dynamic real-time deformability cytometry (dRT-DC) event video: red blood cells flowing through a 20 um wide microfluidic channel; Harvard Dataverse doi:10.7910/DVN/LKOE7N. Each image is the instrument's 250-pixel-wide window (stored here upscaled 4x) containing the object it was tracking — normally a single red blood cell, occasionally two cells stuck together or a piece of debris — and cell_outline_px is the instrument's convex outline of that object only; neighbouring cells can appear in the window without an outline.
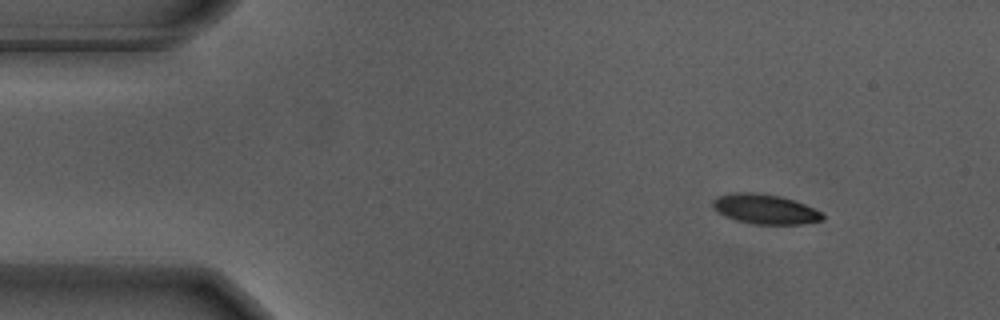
{"species": "Egyptian fruit bat (a non-hibernating species)", "species_latin": "Rousettus aegyptiacus", "temperature_condition": "warm", "stored_images_in_passage": 11, "camera_frame_rate_fps": 3000, "um_per_image_px": 0.085, "animal": {"sex": "male"}, "frame": {"image": 1, "passage_image": 1, "time_ms": 0.0, "image_size_px": [1000, 320], "cell_outline_px": [[824, 220], [800, 224], [752, 224], [736, 220], [724, 216], [712, 208], [712, 200], [720, 196], [736, 192], [756, 192], [780, 196], [804, 204], [824, 212]], "centroid_in_image_um": [65.03, 17.78], "position_along_channel_um": 20.0, "area_um2": 19.13}}